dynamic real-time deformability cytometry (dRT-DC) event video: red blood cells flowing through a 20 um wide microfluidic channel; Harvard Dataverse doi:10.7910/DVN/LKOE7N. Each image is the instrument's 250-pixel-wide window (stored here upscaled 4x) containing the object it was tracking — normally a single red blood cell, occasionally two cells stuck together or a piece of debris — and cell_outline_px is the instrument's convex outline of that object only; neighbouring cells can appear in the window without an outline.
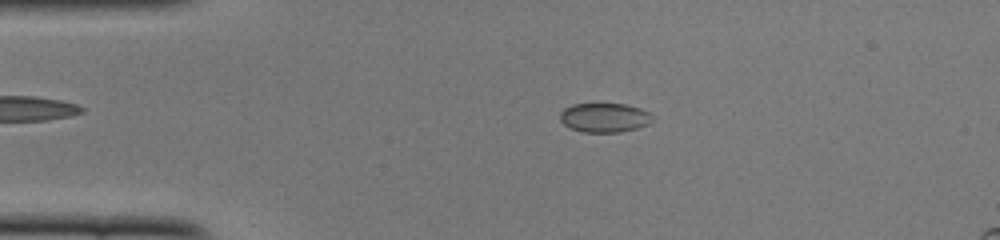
{"species": "common noctule bat (a hibernating species)", "species_latin": "Nyctalus noctula", "temperature_condition": "cold", "stored_images_in_passage": 50, "camera_frame_rate_fps": 3000, "um_per_image_px": 0.085, "animal": {"sex": "female", "body_mass_g": 22.0, "forearm_length_mm": 56.7}, "frame": {"image": 1, "passage_image": 10, "time_ms": 3.0, "image_size_px": [1000, 240], "cell_outline_px": [[652, 120], [648, 124], [636, 128], [620, 132], [580, 132], [564, 124], [560, 120], [560, 112], [564, 108], [572, 104], [624, 104], [640, 108], [648, 112], [652, 116]], "centroid_in_image_um": [51.36, 10.0], "position_along_channel_um": 33.6, "area_um2": 15.66}}
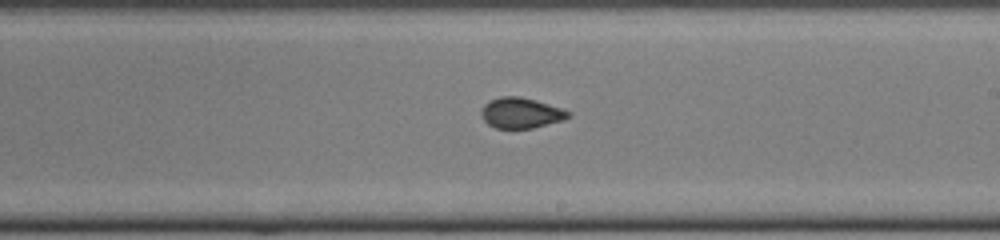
{"frame": {"image": 2, "passage_image": 29, "time_ms": 9.333, "image_size_px": [1000, 240], "cell_outline_px": [[572, 116], [564, 120], [532, 128], [496, 128], [488, 124], [480, 116], [480, 108], [484, 104], [500, 96], [520, 96], [536, 100], [572, 112]], "centroid_in_image_um": [44.28, 9.6], "position_along_channel_um": 244.7, "area_um2": 15.61}}
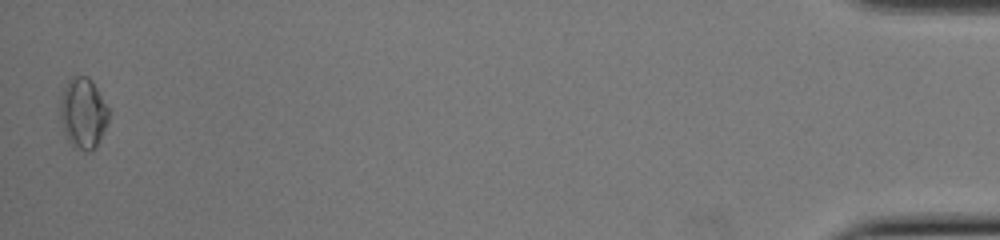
{"frame": {"image": 3, "passage_image": 50, "time_ms": 16.333, "image_size_px": [1000, 240], "cell_outline_px": [[108, 120], [96, 144], [88, 152], [84, 152], [72, 148], [64, 132], [60, 120], [60, 100], [64, 88], [68, 80], [72, 76], [88, 76], [92, 80], [108, 108]], "centroid_in_image_um": [7.02, 9.61], "position_along_channel_um": 428.2, "area_um2": 19.83}, "authors_computed_cell_mechanics": {"area_um2": 15.7794, "velocity_mm_per_s": 3.925, "shape_relaxation_time_tau1_ms": null, "shape_relaxation_time_tau2_ms": 1.4636, "deformation_change_tau1": null, "deformation_change_tau2": 0.0446}}